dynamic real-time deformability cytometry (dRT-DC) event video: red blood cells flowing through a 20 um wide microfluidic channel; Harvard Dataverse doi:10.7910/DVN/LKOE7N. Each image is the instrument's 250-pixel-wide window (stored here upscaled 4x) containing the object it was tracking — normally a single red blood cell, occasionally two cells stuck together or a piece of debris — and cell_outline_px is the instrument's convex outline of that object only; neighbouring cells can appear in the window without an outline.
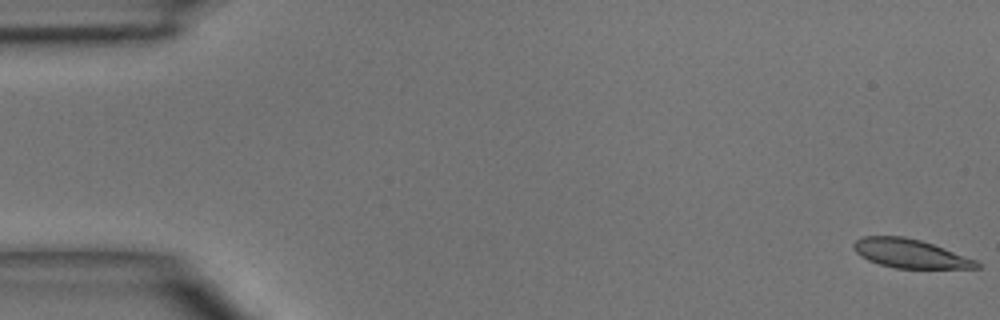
{"species": "common noctule bat (a hibernating species)", "species_latin": "Nyctalus noctula", "temperature_condition": "room temperature", "stored_images_in_passage": 6, "camera_frame_rate_fps": 3000, "um_per_image_px": 0.085, "animal": {"sex": "male", "body_mass_g": 15.6}, "frame": {"image": 1, "passage_image": 1, "time_ms": 0.0, "image_size_px": [1000, 320], "cell_outline_px": [[980, 268], [896, 268], [880, 264], [868, 260], [860, 256], [852, 248], [852, 244], [856, 240], [864, 236], [904, 236], [920, 240], [944, 248], [976, 260], [980, 264]], "centroid_in_image_um": [77.33, 21.54], "position_along_channel_um": 7.7, "area_um2": 20.52}}